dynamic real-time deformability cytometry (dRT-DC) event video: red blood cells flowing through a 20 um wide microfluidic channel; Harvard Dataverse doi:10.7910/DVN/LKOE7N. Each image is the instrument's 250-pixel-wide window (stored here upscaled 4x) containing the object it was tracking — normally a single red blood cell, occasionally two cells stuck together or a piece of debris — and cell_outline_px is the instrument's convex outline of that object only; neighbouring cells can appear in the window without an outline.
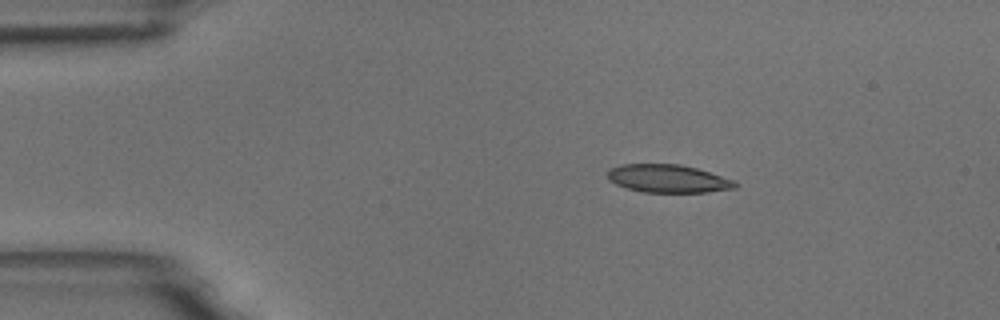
{"species": "common noctule bat (a hibernating species)", "species_latin": "Nyctalus noctula", "temperature_condition": "room temperature", "stored_images_in_passage": 4, "camera_frame_rate_fps": 3000, "um_per_image_px": 0.085, "animal": {"sex": "male", "body_mass_g": 18.8}, "frame": {"image": 1, "passage_image": 2, "time_ms": 1.333, "image_size_px": [1000, 320], "cell_outline_px": [[740, 184], [736, 188], [708, 192], [644, 192], [628, 188], [616, 184], [608, 180], [608, 168], [620, 164], [680, 164], [696, 168], [736, 180]], "centroid_in_image_um": [56.81, 15.18], "position_along_channel_um": 28.2, "area_um2": 20.98}}